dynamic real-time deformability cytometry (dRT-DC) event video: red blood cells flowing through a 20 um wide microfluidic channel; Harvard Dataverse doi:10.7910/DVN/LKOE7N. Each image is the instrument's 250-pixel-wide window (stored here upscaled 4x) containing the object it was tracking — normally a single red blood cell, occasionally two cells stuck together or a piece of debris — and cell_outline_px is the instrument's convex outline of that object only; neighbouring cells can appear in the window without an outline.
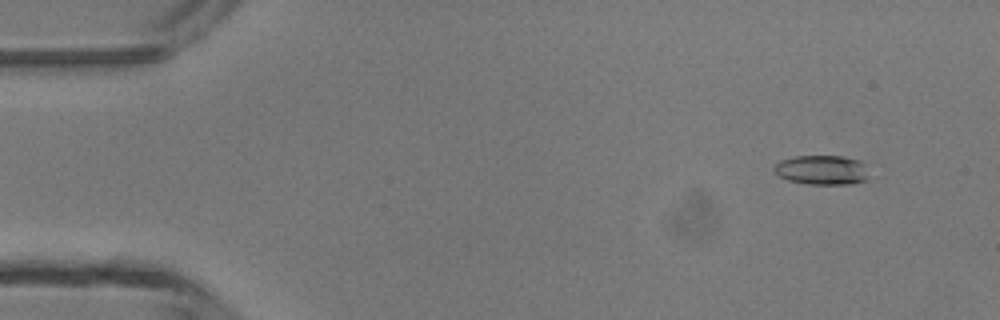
{"species": "common noctule bat (a hibernating species)", "species_latin": "Nyctalus noctula", "temperature_condition": "room temperature", "stored_images_in_passage": 5, "camera_frame_rate_fps": 3000, "um_per_image_px": 0.085, "animal": {"sex": "male", "body_mass_g": 13.3}, "frame": {"image": 1, "passage_image": 2, "time_ms": 1.0, "image_size_px": [1000, 320], "cell_outline_px": [[868, 180], [852, 184], [808, 184], [788, 180], [780, 176], [772, 168], [780, 160], [796, 156], [844, 156], [860, 160], [864, 164], [868, 176]], "centroid_in_image_um": [69.88, 14.45], "position_along_channel_um": 15.1, "area_um2": 16.36}}
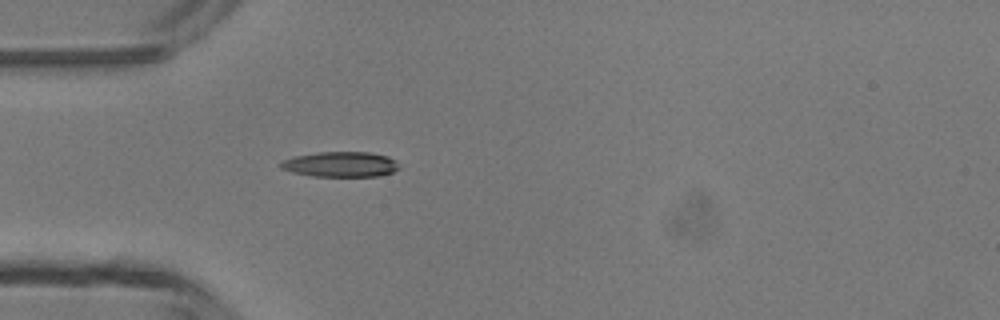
{"frame": {"image": 2, "passage_image": 5, "time_ms": 4.333, "image_size_px": [1000, 320], "cell_outline_px": [[400, 168], [392, 172], [380, 176], [312, 176], [292, 172], [280, 168], [280, 164], [284, 160], [296, 156], [316, 152], [368, 152], [388, 156], [396, 160]], "centroid_in_image_um": [28.98, 13.97], "position_along_channel_um": 56.0, "area_um2": 17.4}}